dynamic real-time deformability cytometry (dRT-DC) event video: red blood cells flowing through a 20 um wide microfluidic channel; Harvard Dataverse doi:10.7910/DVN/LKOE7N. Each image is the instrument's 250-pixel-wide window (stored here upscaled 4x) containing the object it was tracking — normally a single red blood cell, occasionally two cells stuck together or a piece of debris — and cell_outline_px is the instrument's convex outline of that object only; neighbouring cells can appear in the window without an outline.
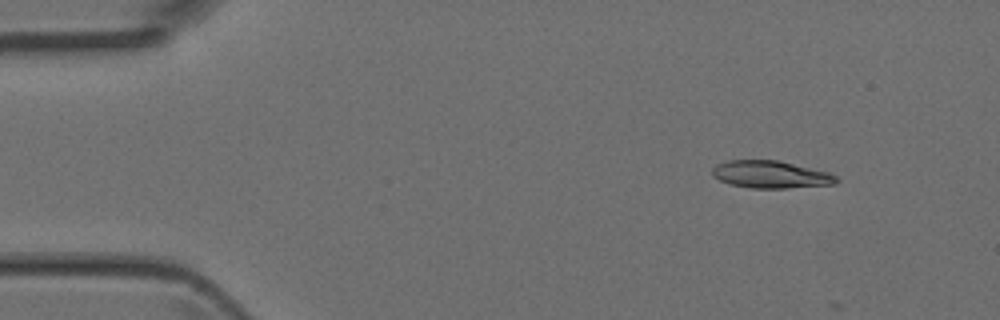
{"species": "Egyptian fruit bat (a non-hibernating species)", "species_latin": "Rousettus aegyptiacus", "temperature_condition": "room temperature", "stored_images_in_passage": 3, "camera_frame_rate_fps": 3000, "um_per_image_px": 0.085, "animal": {"sex": "female"}, "frame": {"image": 1, "passage_image": 1, "time_ms": 0.0, "image_size_px": [1000, 320], "cell_outline_px": [[840, 180], [836, 184], [788, 188], [752, 188], [732, 184], [720, 180], [712, 176], [712, 168], [716, 164], [728, 160], [776, 160], [828, 172], [836, 176]], "centroid_in_image_um": [65.51, 14.83], "position_along_channel_um": 19.5, "area_um2": 19.71}}